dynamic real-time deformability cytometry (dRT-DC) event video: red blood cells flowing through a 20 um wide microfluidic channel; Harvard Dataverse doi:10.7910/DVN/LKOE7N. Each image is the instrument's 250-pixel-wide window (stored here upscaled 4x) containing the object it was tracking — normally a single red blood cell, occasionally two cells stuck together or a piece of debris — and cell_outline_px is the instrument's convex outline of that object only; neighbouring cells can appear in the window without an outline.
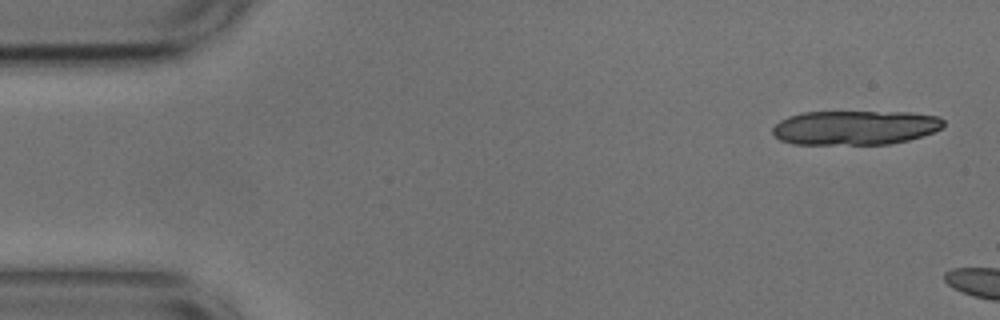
{"species": "common noctule bat (a hibernating species)", "species_latin": "Nyctalus noctula", "temperature_condition": "cold", "stored_images_in_passage": 10, "camera_frame_rate_fps": 3000, "um_per_image_px": 0.085, "animal": {"sex": "male", "body_mass_g": 17.9, "forearm_length_mm": 54.2}, "frame": {"image": 1, "passage_image": 2, "time_ms": 0.333, "image_size_px": [1000, 320], "cell_outline_px": [[944, 124], [940, 128], [932, 132], [908, 140], [888, 144], [792, 144], [780, 140], [772, 132], [772, 128], [780, 120], [788, 116], [804, 112], [912, 112], [940, 116], [944, 120]], "centroid_in_image_um": [72.67, 10.84], "position_along_channel_um": 12.3, "area_um2": 34.28}}